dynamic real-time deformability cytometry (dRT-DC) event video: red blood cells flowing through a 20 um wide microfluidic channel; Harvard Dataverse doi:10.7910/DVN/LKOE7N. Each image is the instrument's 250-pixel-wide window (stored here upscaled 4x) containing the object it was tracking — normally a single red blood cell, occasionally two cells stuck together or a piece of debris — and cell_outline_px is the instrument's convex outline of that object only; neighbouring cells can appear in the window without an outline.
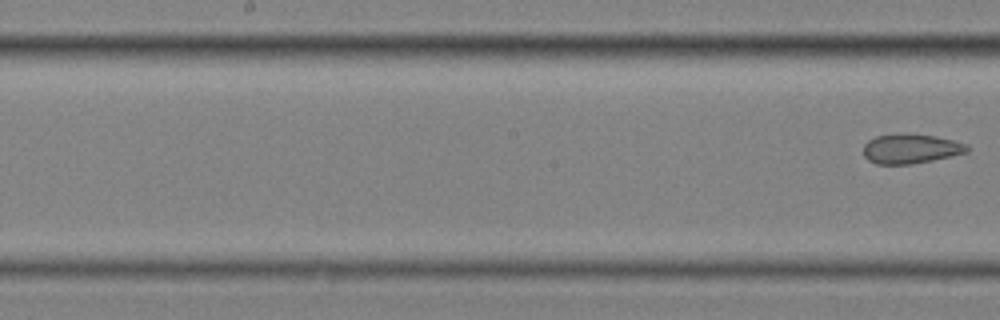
{"species": "common noctule bat (a hibernating species)", "species_latin": "Nyctalus noctula", "temperature_condition": "cold", "stored_images_in_passage": 11, "segment_of_instrument_passage": [2, 2], "camera_frame_rate_fps": 3000, "um_per_image_px": 0.085, "animal": {"sex": "female", "body_mass_g": 25.1}, "frame": {"image": 1, "passage_image": 11, "time_ms": 3.333, "image_size_px": [1000, 320], "cell_outline_px": [[968, 152], [932, 160], [908, 164], [876, 164], [868, 160], [864, 156], [864, 144], [868, 140], [876, 136], [904, 132], [936, 136], [968, 144]], "centroid_in_image_um": [77.39, 12.62], "position_along_channel_um": 170.8, "area_um2": 17.98}}